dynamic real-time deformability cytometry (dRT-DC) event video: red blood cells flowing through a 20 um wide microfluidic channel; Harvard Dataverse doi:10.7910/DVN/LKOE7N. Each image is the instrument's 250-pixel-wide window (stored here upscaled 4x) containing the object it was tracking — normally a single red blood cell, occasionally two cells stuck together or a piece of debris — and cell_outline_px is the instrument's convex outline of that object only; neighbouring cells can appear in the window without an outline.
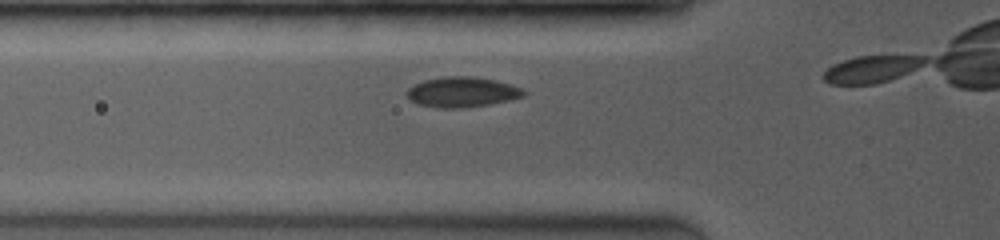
{"species": "common noctule bat (a hibernating species)", "species_latin": "Nyctalus noctula", "temperature_condition": "room temperature", "stored_images_in_passage": 10, "camera_frame_rate_fps": 3500, "um_per_image_px": 0.085, "animal": {"sex": "female", "body_mass_g": 19.0, "forearm_length_mm": 53.3}, "frame": {"image": 1, "passage_image": 7, "time_ms": 1.143, "image_size_px": [1000, 240], "cell_outline_px": [[524, 96], [508, 100], [488, 104], [464, 108], [436, 108], [420, 104], [412, 100], [404, 92], [408, 88], [424, 80], [444, 76], [472, 76], [496, 80], [520, 88], [524, 92]], "centroid_in_image_um": [39.24, 7.82], "position_along_channel_um": 86.6, "area_um2": 20.35}}